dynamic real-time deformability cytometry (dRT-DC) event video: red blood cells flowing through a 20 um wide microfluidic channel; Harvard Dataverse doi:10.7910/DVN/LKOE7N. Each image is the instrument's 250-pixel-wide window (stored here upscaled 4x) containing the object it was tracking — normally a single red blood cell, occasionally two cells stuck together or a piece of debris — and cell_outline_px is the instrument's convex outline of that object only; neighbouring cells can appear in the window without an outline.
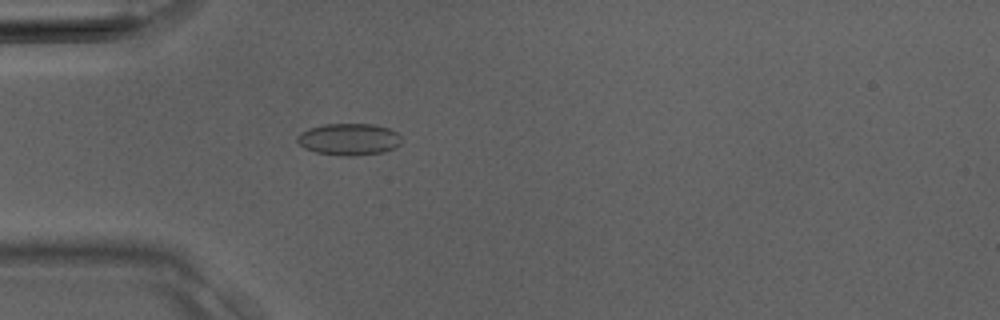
{"species": "Egyptian fruit bat (a non-hibernating species)", "species_latin": "Rousettus aegyptiacus", "temperature_condition": "room temperature", "stored_images_in_passage": 37, "camera_frame_rate_fps": 3000, "um_per_image_px": 0.085, "animal": {"sex": "male"}, "frame": {"image": 1, "passage_image": 11, "time_ms": 3.333, "image_size_px": [1000, 320], "cell_outline_px": [[400, 144], [396, 148], [384, 152], [348, 156], [340, 156], [316, 152], [304, 148], [296, 140], [296, 136], [300, 132], [308, 128], [324, 124], [376, 124], [388, 128], [396, 132], [400, 136]], "centroid_in_image_um": [29.64, 11.84], "position_along_channel_um": 55.4, "area_um2": 19.48}}
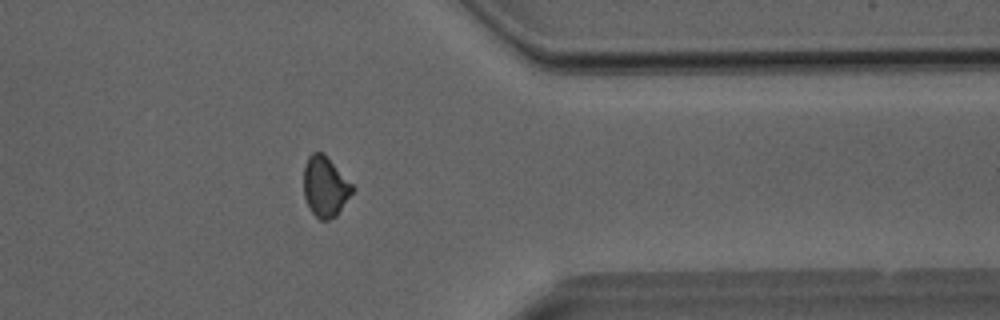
{"frame": {"image": 2, "passage_image": 30, "time_ms": 9.667, "image_size_px": [1000, 320], "cell_outline_px": [[356, 188], [336, 216], [328, 220], [320, 220], [312, 212], [304, 196], [304, 168], [308, 156], [312, 152], [324, 152]], "centroid_in_image_um": [27.65, 15.84], "position_along_channel_um": 383.7, "area_um2": 17.17}}
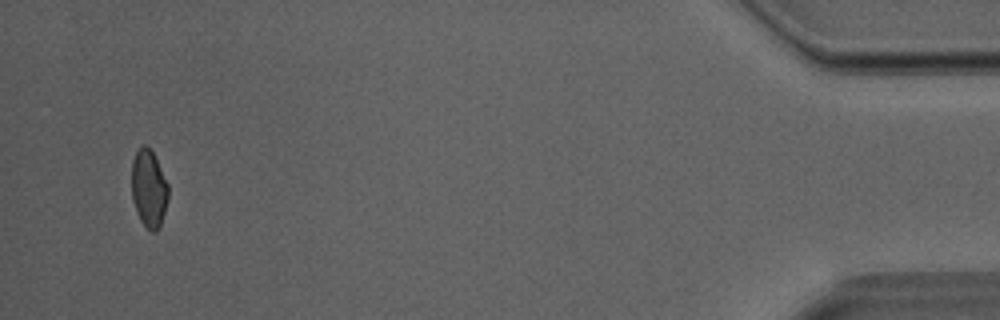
{"frame": {"image": 3, "passage_image": 36, "time_ms": 11.667, "image_size_px": [1000, 320], "cell_outline_px": [[168, 196], [160, 228], [156, 232], [152, 232], [144, 228], [140, 220], [132, 200], [132, 160], [140, 144], [148, 144], [168, 184]], "centroid_in_image_um": [12.63, 16.04], "position_along_channel_um": 422.6, "area_um2": 16.7}}